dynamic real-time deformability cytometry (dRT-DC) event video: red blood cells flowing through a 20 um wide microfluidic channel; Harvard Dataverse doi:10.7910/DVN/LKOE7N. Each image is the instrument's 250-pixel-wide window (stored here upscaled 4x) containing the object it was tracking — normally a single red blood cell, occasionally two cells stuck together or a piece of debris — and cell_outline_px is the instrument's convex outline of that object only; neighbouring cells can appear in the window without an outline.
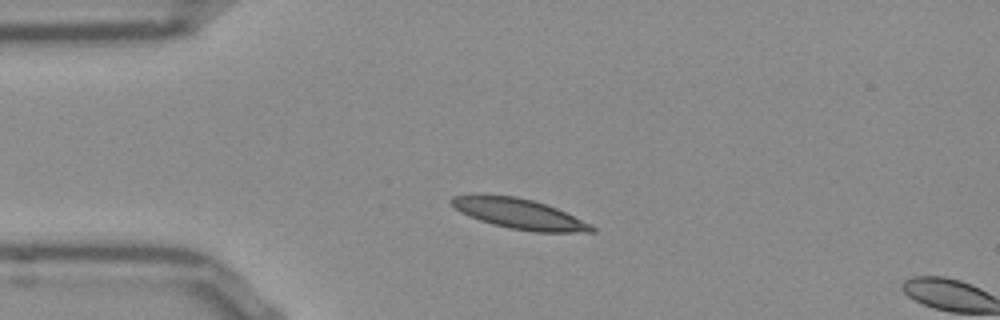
{"species": "Egyptian fruit bat (a non-hibernating species)", "species_latin": "Rousettus aegyptiacus", "temperature_condition": "room temperature", "stored_images_in_passage": 3, "camera_frame_rate_fps": 3000, "um_per_image_px": 0.085, "frame": {"image": 1, "passage_image": 1, "time_ms": 0.0, "image_size_px": [1000, 320], "cell_outline_px": [[596, 232], [532, 232], [508, 228], [492, 224], [480, 220], [460, 212], [448, 200], [452, 196], [516, 196], [532, 200], [556, 208], [592, 224], [596, 228]], "centroid_in_image_um": [44.2, 18.21], "position_along_channel_um": 40.8, "area_um2": 24.28}}